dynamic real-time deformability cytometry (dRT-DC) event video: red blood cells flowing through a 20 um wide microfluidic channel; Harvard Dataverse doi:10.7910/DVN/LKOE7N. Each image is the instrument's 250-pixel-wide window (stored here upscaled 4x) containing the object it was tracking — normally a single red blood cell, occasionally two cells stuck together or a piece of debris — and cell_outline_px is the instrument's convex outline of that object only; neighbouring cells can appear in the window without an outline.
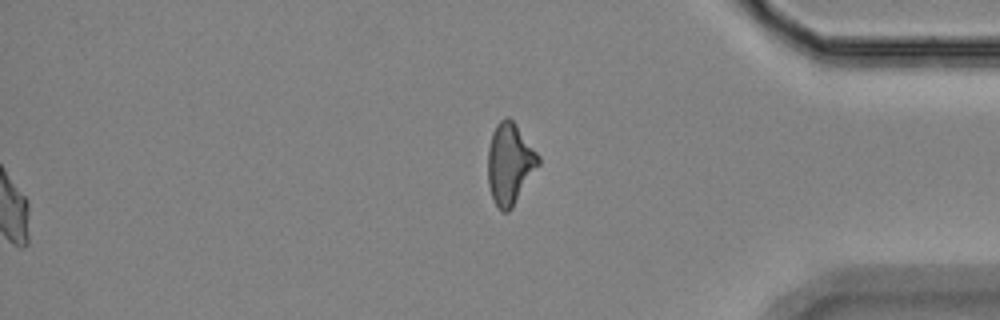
{"species": "Egyptian fruit bat (a non-hibernating species)", "species_latin": "Rousettus aegyptiacus", "temperature_condition": "room temperature", "stored_images_in_passage": 49, "segment_of_instrument_passage": [2, 2], "camera_frame_rate_fps": 3000, "um_per_image_px": 0.085, "animal": {"sex": "female"}, "frame": {"image": 1, "passage_image": 49, "time_ms": 16.0, "image_size_px": [1000, 320], "cell_outline_px": [[540, 164], [512, 208], [508, 212], [504, 212], [496, 204], [492, 196], [488, 184], [488, 148], [492, 132], [496, 124], [504, 116], [508, 116], [516, 124], [540, 156]], "centroid_in_image_um": [43.34, 13.88], "position_along_channel_um": 391.9, "area_um2": 23.87}}